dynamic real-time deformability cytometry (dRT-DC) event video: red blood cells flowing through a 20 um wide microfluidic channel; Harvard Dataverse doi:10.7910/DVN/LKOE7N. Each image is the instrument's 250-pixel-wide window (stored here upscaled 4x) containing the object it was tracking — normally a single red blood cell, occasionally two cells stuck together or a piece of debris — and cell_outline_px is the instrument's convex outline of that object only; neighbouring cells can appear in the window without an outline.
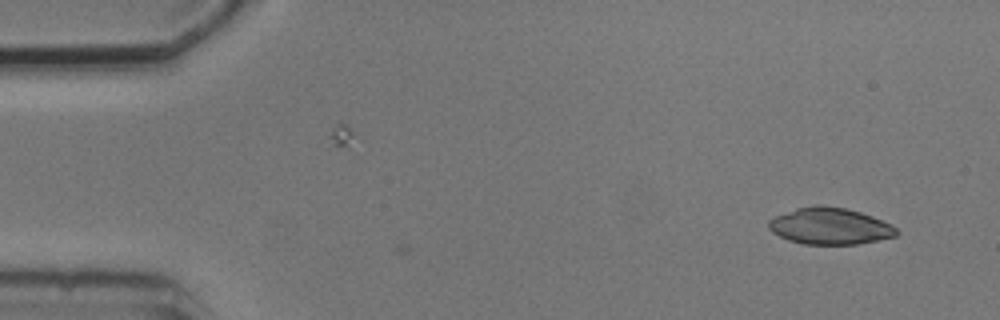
{"species": "common noctule bat (a hibernating species)", "species_latin": "Nyctalus noctula", "temperature_condition": "cold", "stored_images_in_passage": 4, "camera_frame_rate_fps": 3000, "um_per_image_px": 0.085, "animal": {"sex": "male", "body_mass_g": 20.5, "forearm_length_mm": 52.5}, "frame": {"image": 1, "passage_image": 1, "time_ms": 0.0, "image_size_px": [1000, 320], "cell_outline_px": [[900, 232], [896, 236], [856, 244], [804, 244], [788, 240], [772, 232], [768, 228], [768, 220], [776, 216], [796, 208], [812, 204], [824, 204], [844, 208], [860, 212], [872, 216], [892, 224]], "centroid_in_image_um": [70.54, 19.2], "position_along_channel_um": 14.5, "area_um2": 27.4}}
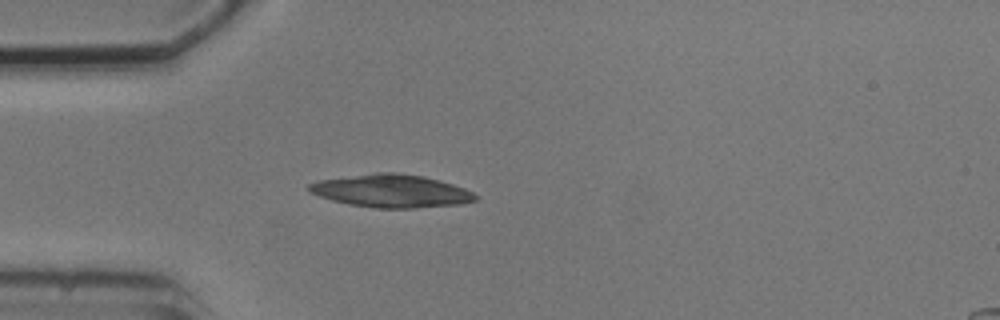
{"frame": {"image": 2, "passage_image": 4, "time_ms": 3.667, "image_size_px": [1000, 320], "cell_outline_px": [[480, 196], [476, 200], [460, 204], [412, 208], [376, 208], [348, 204], [332, 200], [308, 192], [308, 184], [320, 180], [376, 172], [392, 172], [424, 176], [440, 180], [464, 188]], "centroid_in_image_um": [33.27, 16.23], "position_along_channel_um": 51.7, "area_um2": 31.85}}